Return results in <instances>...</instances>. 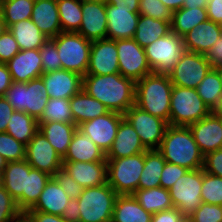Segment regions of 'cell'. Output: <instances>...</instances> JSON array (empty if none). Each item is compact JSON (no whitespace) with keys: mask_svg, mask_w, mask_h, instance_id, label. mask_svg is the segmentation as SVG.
<instances>
[{"mask_svg":"<svg viewBox=\"0 0 222 222\" xmlns=\"http://www.w3.org/2000/svg\"><path fill=\"white\" fill-rule=\"evenodd\" d=\"M166 160L157 149L144 153V168L141 173L138 189L160 187V178Z\"/></svg>","mask_w":222,"mask_h":222,"instance_id":"obj_35","label":"cell"},{"mask_svg":"<svg viewBox=\"0 0 222 222\" xmlns=\"http://www.w3.org/2000/svg\"><path fill=\"white\" fill-rule=\"evenodd\" d=\"M117 196L108 183L84 188L77 198L80 222H111Z\"/></svg>","mask_w":222,"mask_h":222,"instance_id":"obj_4","label":"cell"},{"mask_svg":"<svg viewBox=\"0 0 222 222\" xmlns=\"http://www.w3.org/2000/svg\"><path fill=\"white\" fill-rule=\"evenodd\" d=\"M139 14L163 21H171L172 12L161 0H140Z\"/></svg>","mask_w":222,"mask_h":222,"instance_id":"obj_47","label":"cell"},{"mask_svg":"<svg viewBox=\"0 0 222 222\" xmlns=\"http://www.w3.org/2000/svg\"><path fill=\"white\" fill-rule=\"evenodd\" d=\"M106 161L107 183L118 195H133L144 168V153Z\"/></svg>","mask_w":222,"mask_h":222,"instance_id":"obj_8","label":"cell"},{"mask_svg":"<svg viewBox=\"0 0 222 222\" xmlns=\"http://www.w3.org/2000/svg\"><path fill=\"white\" fill-rule=\"evenodd\" d=\"M22 215L16 201L0 183V222H14Z\"/></svg>","mask_w":222,"mask_h":222,"instance_id":"obj_46","label":"cell"},{"mask_svg":"<svg viewBox=\"0 0 222 222\" xmlns=\"http://www.w3.org/2000/svg\"><path fill=\"white\" fill-rule=\"evenodd\" d=\"M82 88L109 111L124 115L135 104L136 82L120 73L85 75Z\"/></svg>","mask_w":222,"mask_h":222,"instance_id":"obj_1","label":"cell"},{"mask_svg":"<svg viewBox=\"0 0 222 222\" xmlns=\"http://www.w3.org/2000/svg\"><path fill=\"white\" fill-rule=\"evenodd\" d=\"M13 112V107L9 104L5 97H0V133L6 132L9 119Z\"/></svg>","mask_w":222,"mask_h":222,"instance_id":"obj_57","label":"cell"},{"mask_svg":"<svg viewBox=\"0 0 222 222\" xmlns=\"http://www.w3.org/2000/svg\"><path fill=\"white\" fill-rule=\"evenodd\" d=\"M51 177L38 169H30L27 175L26 192H23V213L30 210L36 204Z\"/></svg>","mask_w":222,"mask_h":222,"instance_id":"obj_41","label":"cell"},{"mask_svg":"<svg viewBox=\"0 0 222 222\" xmlns=\"http://www.w3.org/2000/svg\"><path fill=\"white\" fill-rule=\"evenodd\" d=\"M119 72L135 82L152 73L145 50L133 38L116 40Z\"/></svg>","mask_w":222,"mask_h":222,"instance_id":"obj_13","label":"cell"},{"mask_svg":"<svg viewBox=\"0 0 222 222\" xmlns=\"http://www.w3.org/2000/svg\"><path fill=\"white\" fill-rule=\"evenodd\" d=\"M187 222H222V206L201 203V205L187 217Z\"/></svg>","mask_w":222,"mask_h":222,"instance_id":"obj_48","label":"cell"},{"mask_svg":"<svg viewBox=\"0 0 222 222\" xmlns=\"http://www.w3.org/2000/svg\"><path fill=\"white\" fill-rule=\"evenodd\" d=\"M107 4H112L118 9L129 10V12L139 13L140 0H104Z\"/></svg>","mask_w":222,"mask_h":222,"instance_id":"obj_60","label":"cell"},{"mask_svg":"<svg viewBox=\"0 0 222 222\" xmlns=\"http://www.w3.org/2000/svg\"><path fill=\"white\" fill-rule=\"evenodd\" d=\"M35 0H1L0 13L6 28L10 25L31 18Z\"/></svg>","mask_w":222,"mask_h":222,"instance_id":"obj_40","label":"cell"},{"mask_svg":"<svg viewBox=\"0 0 222 222\" xmlns=\"http://www.w3.org/2000/svg\"><path fill=\"white\" fill-rule=\"evenodd\" d=\"M62 218L66 222H80V210L77 199H70L62 214Z\"/></svg>","mask_w":222,"mask_h":222,"instance_id":"obj_58","label":"cell"},{"mask_svg":"<svg viewBox=\"0 0 222 222\" xmlns=\"http://www.w3.org/2000/svg\"><path fill=\"white\" fill-rule=\"evenodd\" d=\"M14 222H28V221H27L26 218L22 215L19 219H17V220L14 221Z\"/></svg>","mask_w":222,"mask_h":222,"instance_id":"obj_67","label":"cell"},{"mask_svg":"<svg viewBox=\"0 0 222 222\" xmlns=\"http://www.w3.org/2000/svg\"><path fill=\"white\" fill-rule=\"evenodd\" d=\"M204 56L212 68L222 64V35L217 38V41Z\"/></svg>","mask_w":222,"mask_h":222,"instance_id":"obj_54","label":"cell"},{"mask_svg":"<svg viewBox=\"0 0 222 222\" xmlns=\"http://www.w3.org/2000/svg\"><path fill=\"white\" fill-rule=\"evenodd\" d=\"M172 87L168 74L152 72L136 81L135 105L169 125Z\"/></svg>","mask_w":222,"mask_h":222,"instance_id":"obj_3","label":"cell"},{"mask_svg":"<svg viewBox=\"0 0 222 222\" xmlns=\"http://www.w3.org/2000/svg\"><path fill=\"white\" fill-rule=\"evenodd\" d=\"M70 109L74 117V124L77 126L109 111L103 103L91 97L83 88L70 98Z\"/></svg>","mask_w":222,"mask_h":222,"instance_id":"obj_29","label":"cell"},{"mask_svg":"<svg viewBox=\"0 0 222 222\" xmlns=\"http://www.w3.org/2000/svg\"><path fill=\"white\" fill-rule=\"evenodd\" d=\"M107 13L104 0H82V22L78 33L96 41L107 35Z\"/></svg>","mask_w":222,"mask_h":222,"instance_id":"obj_16","label":"cell"},{"mask_svg":"<svg viewBox=\"0 0 222 222\" xmlns=\"http://www.w3.org/2000/svg\"><path fill=\"white\" fill-rule=\"evenodd\" d=\"M196 91L206 106L213 112L222 98V84L215 68L208 71L196 87Z\"/></svg>","mask_w":222,"mask_h":222,"instance_id":"obj_38","label":"cell"},{"mask_svg":"<svg viewBox=\"0 0 222 222\" xmlns=\"http://www.w3.org/2000/svg\"><path fill=\"white\" fill-rule=\"evenodd\" d=\"M39 52L42 58L43 73L62 69L56 44L51 39H47V41L39 48Z\"/></svg>","mask_w":222,"mask_h":222,"instance_id":"obj_45","label":"cell"},{"mask_svg":"<svg viewBox=\"0 0 222 222\" xmlns=\"http://www.w3.org/2000/svg\"><path fill=\"white\" fill-rule=\"evenodd\" d=\"M14 111H23L38 120L49 100L41 77L27 83L12 82L4 95Z\"/></svg>","mask_w":222,"mask_h":222,"instance_id":"obj_5","label":"cell"},{"mask_svg":"<svg viewBox=\"0 0 222 222\" xmlns=\"http://www.w3.org/2000/svg\"><path fill=\"white\" fill-rule=\"evenodd\" d=\"M12 82L7 64L0 63V97H4Z\"/></svg>","mask_w":222,"mask_h":222,"instance_id":"obj_59","label":"cell"},{"mask_svg":"<svg viewBox=\"0 0 222 222\" xmlns=\"http://www.w3.org/2000/svg\"><path fill=\"white\" fill-rule=\"evenodd\" d=\"M206 10L210 21L222 25V0H208Z\"/></svg>","mask_w":222,"mask_h":222,"instance_id":"obj_56","label":"cell"},{"mask_svg":"<svg viewBox=\"0 0 222 222\" xmlns=\"http://www.w3.org/2000/svg\"><path fill=\"white\" fill-rule=\"evenodd\" d=\"M37 121L38 124L50 121L74 123V117L70 109V99L49 98L43 113Z\"/></svg>","mask_w":222,"mask_h":222,"instance_id":"obj_42","label":"cell"},{"mask_svg":"<svg viewBox=\"0 0 222 222\" xmlns=\"http://www.w3.org/2000/svg\"><path fill=\"white\" fill-rule=\"evenodd\" d=\"M38 131V121L23 111H14L6 128L9 135L24 145H27Z\"/></svg>","mask_w":222,"mask_h":222,"instance_id":"obj_36","label":"cell"},{"mask_svg":"<svg viewBox=\"0 0 222 222\" xmlns=\"http://www.w3.org/2000/svg\"><path fill=\"white\" fill-rule=\"evenodd\" d=\"M7 161L4 159L3 156L0 155V177L4 171V168L6 167Z\"/></svg>","mask_w":222,"mask_h":222,"instance_id":"obj_64","label":"cell"},{"mask_svg":"<svg viewBox=\"0 0 222 222\" xmlns=\"http://www.w3.org/2000/svg\"><path fill=\"white\" fill-rule=\"evenodd\" d=\"M151 222H187V218L174 207L153 214Z\"/></svg>","mask_w":222,"mask_h":222,"instance_id":"obj_53","label":"cell"},{"mask_svg":"<svg viewBox=\"0 0 222 222\" xmlns=\"http://www.w3.org/2000/svg\"><path fill=\"white\" fill-rule=\"evenodd\" d=\"M119 72L116 40L92 41L89 66L86 75H109Z\"/></svg>","mask_w":222,"mask_h":222,"instance_id":"obj_17","label":"cell"},{"mask_svg":"<svg viewBox=\"0 0 222 222\" xmlns=\"http://www.w3.org/2000/svg\"><path fill=\"white\" fill-rule=\"evenodd\" d=\"M202 168L188 170L169 189L173 206L186 218L202 203Z\"/></svg>","mask_w":222,"mask_h":222,"instance_id":"obj_10","label":"cell"},{"mask_svg":"<svg viewBox=\"0 0 222 222\" xmlns=\"http://www.w3.org/2000/svg\"><path fill=\"white\" fill-rule=\"evenodd\" d=\"M152 214L147 212L133 195H118L111 222H151Z\"/></svg>","mask_w":222,"mask_h":222,"instance_id":"obj_31","label":"cell"},{"mask_svg":"<svg viewBox=\"0 0 222 222\" xmlns=\"http://www.w3.org/2000/svg\"><path fill=\"white\" fill-rule=\"evenodd\" d=\"M217 73L219 74L220 80H221V84H222V64L215 67Z\"/></svg>","mask_w":222,"mask_h":222,"instance_id":"obj_66","label":"cell"},{"mask_svg":"<svg viewBox=\"0 0 222 222\" xmlns=\"http://www.w3.org/2000/svg\"><path fill=\"white\" fill-rule=\"evenodd\" d=\"M25 160L32 168L50 176H53L63 166V159L40 131L26 145Z\"/></svg>","mask_w":222,"mask_h":222,"instance_id":"obj_15","label":"cell"},{"mask_svg":"<svg viewBox=\"0 0 222 222\" xmlns=\"http://www.w3.org/2000/svg\"><path fill=\"white\" fill-rule=\"evenodd\" d=\"M221 35L222 25L207 19L182 37L184 48L205 55Z\"/></svg>","mask_w":222,"mask_h":222,"instance_id":"obj_24","label":"cell"},{"mask_svg":"<svg viewBox=\"0 0 222 222\" xmlns=\"http://www.w3.org/2000/svg\"><path fill=\"white\" fill-rule=\"evenodd\" d=\"M124 118L135 129L141 143L147 150L158 149L160 147L168 126L165 120L151 115L135 104L126 111Z\"/></svg>","mask_w":222,"mask_h":222,"instance_id":"obj_11","label":"cell"},{"mask_svg":"<svg viewBox=\"0 0 222 222\" xmlns=\"http://www.w3.org/2000/svg\"><path fill=\"white\" fill-rule=\"evenodd\" d=\"M201 201L222 206V177L211 175L202 168Z\"/></svg>","mask_w":222,"mask_h":222,"instance_id":"obj_43","label":"cell"},{"mask_svg":"<svg viewBox=\"0 0 222 222\" xmlns=\"http://www.w3.org/2000/svg\"><path fill=\"white\" fill-rule=\"evenodd\" d=\"M133 196L139 204L152 215L165 210L174 208L170 192L162 187L151 189H137Z\"/></svg>","mask_w":222,"mask_h":222,"instance_id":"obj_34","label":"cell"},{"mask_svg":"<svg viewBox=\"0 0 222 222\" xmlns=\"http://www.w3.org/2000/svg\"><path fill=\"white\" fill-rule=\"evenodd\" d=\"M123 119V114L108 111L102 116L81 123L78 129L107 154L114 143L118 127Z\"/></svg>","mask_w":222,"mask_h":222,"instance_id":"obj_14","label":"cell"},{"mask_svg":"<svg viewBox=\"0 0 222 222\" xmlns=\"http://www.w3.org/2000/svg\"><path fill=\"white\" fill-rule=\"evenodd\" d=\"M171 21H163L140 15L133 39L142 47L150 45L171 32Z\"/></svg>","mask_w":222,"mask_h":222,"instance_id":"obj_32","label":"cell"},{"mask_svg":"<svg viewBox=\"0 0 222 222\" xmlns=\"http://www.w3.org/2000/svg\"><path fill=\"white\" fill-rule=\"evenodd\" d=\"M208 19L206 8H180L171 17V31L183 37L194 27Z\"/></svg>","mask_w":222,"mask_h":222,"instance_id":"obj_37","label":"cell"},{"mask_svg":"<svg viewBox=\"0 0 222 222\" xmlns=\"http://www.w3.org/2000/svg\"><path fill=\"white\" fill-rule=\"evenodd\" d=\"M211 68L204 55L185 50L168 75L173 85L196 89Z\"/></svg>","mask_w":222,"mask_h":222,"instance_id":"obj_12","label":"cell"},{"mask_svg":"<svg viewBox=\"0 0 222 222\" xmlns=\"http://www.w3.org/2000/svg\"><path fill=\"white\" fill-rule=\"evenodd\" d=\"M147 149L141 143L139 135L131 124L124 118L118 127L117 135L106 159H118L145 153Z\"/></svg>","mask_w":222,"mask_h":222,"instance_id":"obj_25","label":"cell"},{"mask_svg":"<svg viewBox=\"0 0 222 222\" xmlns=\"http://www.w3.org/2000/svg\"><path fill=\"white\" fill-rule=\"evenodd\" d=\"M213 112L222 118V98L220 99L218 106L214 109Z\"/></svg>","mask_w":222,"mask_h":222,"instance_id":"obj_63","label":"cell"},{"mask_svg":"<svg viewBox=\"0 0 222 222\" xmlns=\"http://www.w3.org/2000/svg\"><path fill=\"white\" fill-rule=\"evenodd\" d=\"M32 167L24 159L7 162L0 177V183L16 201L18 209L23 213V192H26L27 175Z\"/></svg>","mask_w":222,"mask_h":222,"instance_id":"obj_23","label":"cell"},{"mask_svg":"<svg viewBox=\"0 0 222 222\" xmlns=\"http://www.w3.org/2000/svg\"><path fill=\"white\" fill-rule=\"evenodd\" d=\"M210 113L211 110L197 94L196 89L173 85L169 125L189 126Z\"/></svg>","mask_w":222,"mask_h":222,"instance_id":"obj_6","label":"cell"},{"mask_svg":"<svg viewBox=\"0 0 222 222\" xmlns=\"http://www.w3.org/2000/svg\"><path fill=\"white\" fill-rule=\"evenodd\" d=\"M105 9L107 13L106 38L113 40L133 38L140 14L118 9L116 6L107 3H105Z\"/></svg>","mask_w":222,"mask_h":222,"instance_id":"obj_21","label":"cell"},{"mask_svg":"<svg viewBox=\"0 0 222 222\" xmlns=\"http://www.w3.org/2000/svg\"><path fill=\"white\" fill-rule=\"evenodd\" d=\"M8 29L20 50L39 49L48 39L31 19L16 22Z\"/></svg>","mask_w":222,"mask_h":222,"instance_id":"obj_33","label":"cell"},{"mask_svg":"<svg viewBox=\"0 0 222 222\" xmlns=\"http://www.w3.org/2000/svg\"><path fill=\"white\" fill-rule=\"evenodd\" d=\"M157 150L168 163L188 170L203 168L204 155L188 126L168 125Z\"/></svg>","mask_w":222,"mask_h":222,"instance_id":"obj_2","label":"cell"},{"mask_svg":"<svg viewBox=\"0 0 222 222\" xmlns=\"http://www.w3.org/2000/svg\"><path fill=\"white\" fill-rule=\"evenodd\" d=\"M71 199H77L84 187L77 183L63 168L52 176Z\"/></svg>","mask_w":222,"mask_h":222,"instance_id":"obj_50","label":"cell"},{"mask_svg":"<svg viewBox=\"0 0 222 222\" xmlns=\"http://www.w3.org/2000/svg\"><path fill=\"white\" fill-rule=\"evenodd\" d=\"M0 155L7 162L22 161L26 157V145L18 142L7 132L0 133Z\"/></svg>","mask_w":222,"mask_h":222,"instance_id":"obj_44","label":"cell"},{"mask_svg":"<svg viewBox=\"0 0 222 222\" xmlns=\"http://www.w3.org/2000/svg\"><path fill=\"white\" fill-rule=\"evenodd\" d=\"M188 127L204 156L222 148V118L214 112Z\"/></svg>","mask_w":222,"mask_h":222,"instance_id":"obj_18","label":"cell"},{"mask_svg":"<svg viewBox=\"0 0 222 222\" xmlns=\"http://www.w3.org/2000/svg\"><path fill=\"white\" fill-rule=\"evenodd\" d=\"M57 47L62 69L85 76L89 66L92 41L78 32H61L51 39Z\"/></svg>","mask_w":222,"mask_h":222,"instance_id":"obj_7","label":"cell"},{"mask_svg":"<svg viewBox=\"0 0 222 222\" xmlns=\"http://www.w3.org/2000/svg\"><path fill=\"white\" fill-rule=\"evenodd\" d=\"M62 168L84 188L107 183V161L63 162Z\"/></svg>","mask_w":222,"mask_h":222,"instance_id":"obj_22","label":"cell"},{"mask_svg":"<svg viewBox=\"0 0 222 222\" xmlns=\"http://www.w3.org/2000/svg\"><path fill=\"white\" fill-rule=\"evenodd\" d=\"M6 64L14 82L27 83L43 74L39 49L20 50Z\"/></svg>","mask_w":222,"mask_h":222,"instance_id":"obj_20","label":"cell"},{"mask_svg":"<svg viewBox=\"0 0 222 222\" xmlns=\"http://www.w3.org/2000/svg\"><path fill=\"white\" fill-rule=\"evenodd\" d=\"M203 170L211 175L222 177V148L204 156Z\"/></svg>","mask_w":222,"mask_h":222,"instance_id":"obj_52","label":"cell"},{"mask_svg":"<svg viewBox=\"0 0 222 222\" xmlns=\"http://www.w3.org/2000/svg\"><path fill=\"white\" fill-rule=\"evenodd\" d=\"M23 216L28 222H66L62 216L47 214L40 211H25Z\"/></svg>","mask_w":222,"mask_h":222,"instance_id":"obj_55","label":"cell"},{"mask_svg":"<svg viewBox=\"0 0 222 222\" xmlns=\"http://www.w3.org/2000/svg\"><path fill=\"white\" fill-rule=\"evenodd\" d=\"M20 48L14 36L8 28L0 35V63L6 64L18 52Z\"/></svg>","mask_w":222,"mask_h":222,"instance_id":"obj_49","label":"cell"},{"mask_svg":"<svg viewBox=\"0 0 222 222\" xmlns=\"http://www.w3.org/2000/svg\"><path fill=\"white\" fill-rule=\"evenodd\" d=\"M208 4V0H184L182 8H206Z\"/></svg>","mask_w":222,"mask_h":222,"instance_id":"obj_61","label":"cell"},{"mask_svg":"<svg viewBox=\"0 0 222 222\" xmlns=\"http://www.w3.org/2000/svg\"><path fill=\"white\" fill-rule=\"evenodd\" d=\"M40 77L49 98L70 99L82 89L83 85V76L64 69L43 73Z\"/></svg>","mask_w":222,"mask_h":222,"instance_id":"obj_19","label":"cell"},{"mask_svg":"<svg viewBox=\"0 0 222 222\" xmlns=\"http://www.w3.org/2000/svg\"><path fill=\"white\" fill-rule=\"evenodd\" d=\"M63 32H78L82 22V0H57Z\"/></svg>","mask_w":222,"mask_h":222,"instance_id":"obj_39","label":"cell"},{"mask_svg":"<svg viewBox=\"0 0 222 222\" xmlns=\"http://www.w3.org/2000/svg\"><path fill=\"white\" fill-rule=\"evenodd\" d=\"M161 2L168 7L171 12H175L178 9L182 8L184 0H161Z\"/></svg>","mask_w":222,"mask_h":222,"instance_id":"obj_62","label":"cell"},{"mask_svg":"<svg viewBox=\"0 0 222 222\" xmlns=\"http://www.w3.org/2000/svg\"><path fill=\"white\" fill-rule=\"evenodd\" d=\"M78 126L74 123L50 121L39 124V131L47 138L52 147L63 159Z\"/></svg>","mask_w":222,"mask_h":222,"instance_id":"obj_30","label":"cell"},{"mask_svg":"<svg viewBox=\"0 0 222 222\" xmlns=\"http://www.w3.org/2000/svg\"><path fill=\"white\" fill-rule=\"evenodd\" d=\"M106 161V154L78 128L74 133L63 162Z\"/></svg>","mask_w":222,"mask_h":222,"instance_id":"obj_27","label":"cell"},{"mask_svg":"<svg viewBox=\"0 0 222 222\" xmlns=\"http://www.w3.org/2000/svg\"><path fill=\"white\" fill-rule=\"evenodd\" d=\"M70 199L56 180L51 177L46 183L36 204L27 211H40L62 216Z\"/></svg>","mask_w":222,"mask_h":222,"instance_id":"obj_28","label":"cell"},{"mask_svg":"<svg viewBox=\"0 0 222 222\" xmlns=\"http://www.w3.org/2000/svg\"><path fill=\"white\" fill-rule=\"evenodd\" d=\"M152 72L168 74L185 51L183 38L174 32L159 38L144 48Z\"/></svg>","mask_w":222,"mask_h":222,"instance_id":"obj_9","label":"cell"},{"mask_svg":"<svg viewBox=\"0 0 222 222\" xmlns=\"http://www.w3.org/2000/svg\"><path fill=\"white\" fill-rule=\"evenodd\" d=\"M188 169L166 162L161 173L160 187L169 190Z\"/></svg>","mask_w":222,"mask_h":222,"instance_id":"obj_51","label":"cell"},{"mask_svg":"<svg viewBox=\"0 0 222 222\" xmlns=\"http://www.w3.org/2000/svg\"><path fill=\"white\" fill-rule=\"evenodd\" d=\"M5 29H6L5 22L0 13V35L5 31Z\"/></svg>","mask_w":222,"mask_h":222,"instance_id":"obj_65","label":"cell"},{"mask_svg":"<svg viewBox=\"0 0 222 222\" xmlns=\"http://www.w3.org/2000/svg\"><path fill=\"white\" fill-rule=\"evenodd\" d=\"M30 19L48 39L62 32L57 0H35Z\"/></svg>","mask_w":222,"mask_h":222,"instance_id":"obj_26","label":"cell"}]
</instances>
